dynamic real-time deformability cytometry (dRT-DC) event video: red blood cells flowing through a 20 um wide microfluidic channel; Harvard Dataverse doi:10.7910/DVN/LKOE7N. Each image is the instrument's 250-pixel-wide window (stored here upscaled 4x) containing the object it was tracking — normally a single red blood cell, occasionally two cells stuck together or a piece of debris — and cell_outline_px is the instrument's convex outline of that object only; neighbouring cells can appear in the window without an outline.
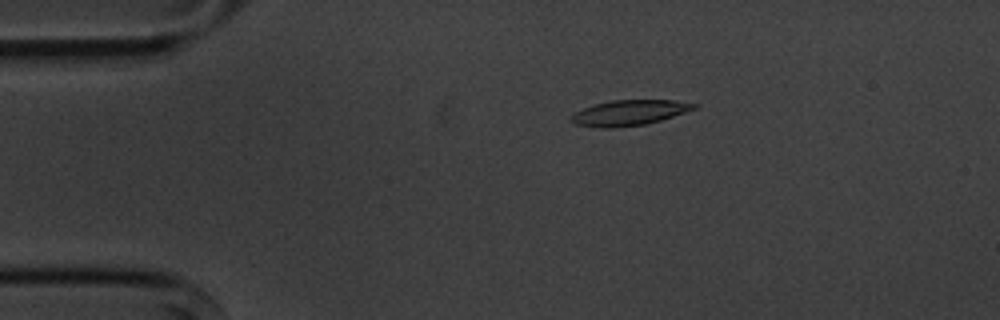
{"species": "common noctule bat (a hibernating species)", "species_latin": "Nyctalus noctula", "temperature_condition": "cold", "stored_images_in_passage": 9, "camera_frame_rate_fps": 3000, "um_per_image_px": 0.085, "animal": {"sex": "male", "body_mass_g": 20.1, "forearm_length_mm": 53.5}, "frame": {"image": 1, "passage_image": 1, "time_ms": 0.0, "image_size_px": [1000, 320], "cell_outline_px": [[700, 108], [660, 120], [644, 124], [612, 128], [600, 128], [576, 124], [568, 120], [576, 112], [584, 108], [596, 104], [612, 100], [672, 100], [700, 104]], "centroid_in_image_um": [53.54, 9.58], "position_along_channel_um": 31.5, "area_um2": 18.15}}
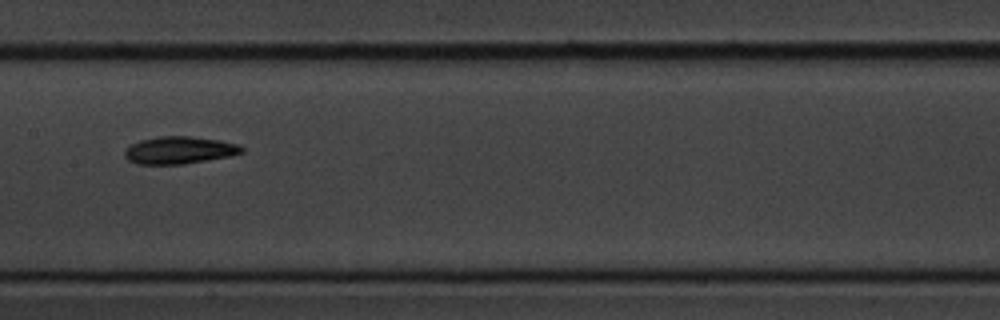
{"frame": {"image": 2, "passage_image": 6, "time_ms": 5.667, "image_size_px": [1000, 320], "cell_outline_px": [[244, 152], [232, 156], [184, 164], [136, 164], [128, 160], [124, 156], [124, 148], [140, 140], [160, 136], [188, 136], [220, 140], [240, 144], [244, 148]], "centroid_in_image_um": [15.26, 12.77], "position_along_channel_um": 192.1, "area_um2": 18.9}}
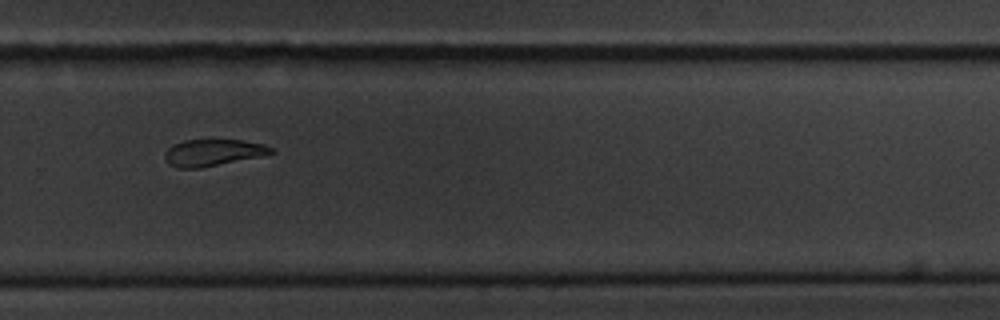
{"frame": {"image": 3, "passage_image": 9, "time_ms": 9.0, "image_size_px": [1000, 320], "cell_outline_px": [[276, 152], [260, 156], [200, 168], [176, 168], [168, 164], [164, 156], [164, 152], [172, 144], [184, 140], [240, 140], [264, 144], [272, 148]], "centroid_in_image_um": [18.05, 12.97], "position_along_channel_um": 311.7, "area_um2": 16.47}}